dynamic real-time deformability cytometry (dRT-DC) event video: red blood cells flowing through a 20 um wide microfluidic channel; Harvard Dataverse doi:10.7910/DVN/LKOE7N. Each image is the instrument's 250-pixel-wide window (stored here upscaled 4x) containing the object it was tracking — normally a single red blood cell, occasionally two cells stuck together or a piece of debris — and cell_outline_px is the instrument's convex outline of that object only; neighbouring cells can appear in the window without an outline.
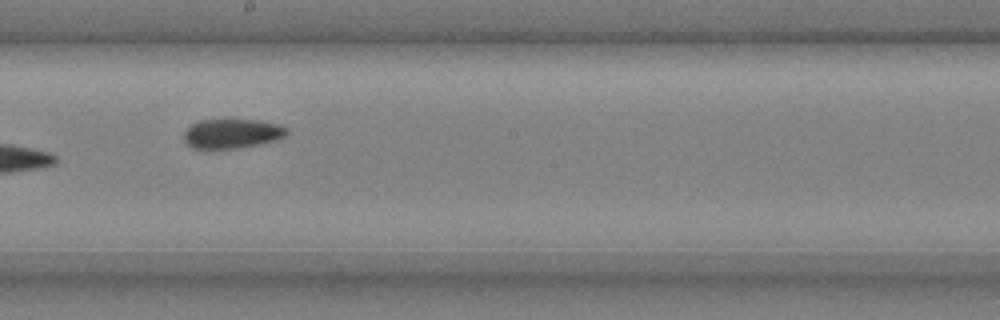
{"species": "common noctule bat (a hibernating species)", "species_latin": "Nyctalus noctula", "temperature_condition": "cold", "stored_images_in_passage": 13, "camera_frame_rate_fps": 3000, "um_per_image_px": 0.085, "animal": {"sex": "male", "body_mass_g": 20.4}, "frame": {"image": 1, "passage_image": 8, "time_ms": 2.333, "image_size_px": [1000, 320], "cell_outline_px": [[288, 132], [280, 140], [260, 144], [236, 148], [192, 148], [184, 140], [184, 132], [192, 124], [200, 120], [256, 120], [280, 124], [288, 128]], "centroid_in_image_um": [19.77, 11.35], "position_along_channel_um": 228.4, "area_um2": 17.63}}
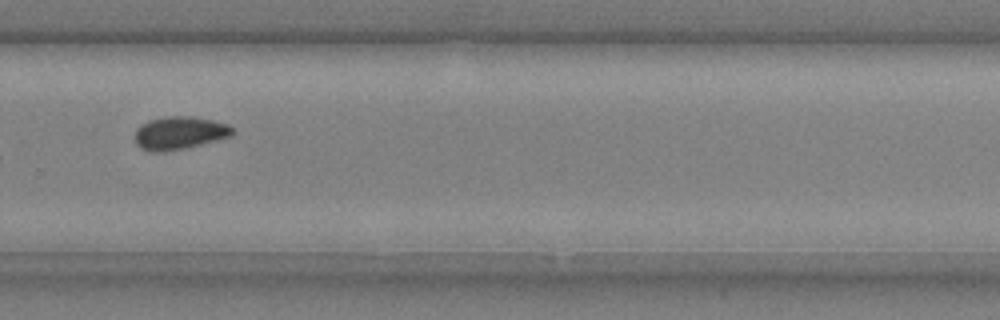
{"frame": {"image": 2, "passage_image": 10, "time_ms": 3.0, "image_size_px": [1000, 320], "cell_outline_px": [[232, 136], [184, 148], [164, 152], [152, 152], [140, 148], [136, 144], [136, 128], [140, 124], [148, 120], [168, 116], [192, 116], [212, 120], [228, 124], [232, 128]], "centroid_in_image_um": [15.22, 11.3], "position_along_channel_um": 314.6, "area_um2": 18.67}}